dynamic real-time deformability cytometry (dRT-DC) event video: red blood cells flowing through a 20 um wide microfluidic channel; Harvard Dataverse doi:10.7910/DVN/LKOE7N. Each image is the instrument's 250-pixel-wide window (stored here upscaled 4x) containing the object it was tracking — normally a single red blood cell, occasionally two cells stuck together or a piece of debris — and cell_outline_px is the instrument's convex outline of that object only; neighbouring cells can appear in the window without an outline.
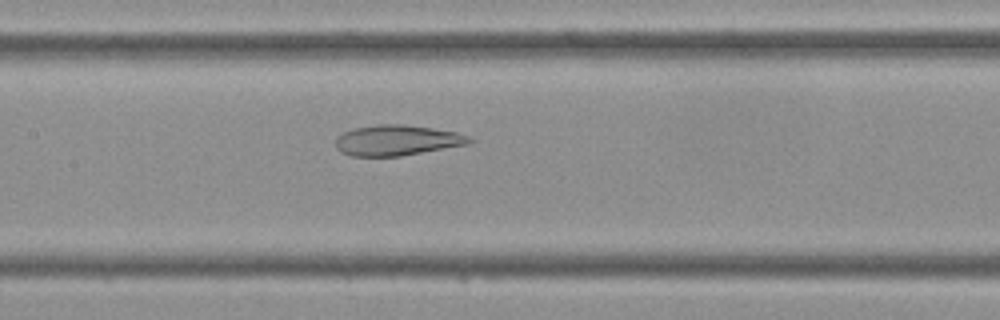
{"species": "Egyptian fruit bat (a non-hibernating species)", "species_latin": "Rousettus aegyptiacus", "temperature_condition": "cold", "stored_images_in_passage": 43, "camera_frame_rate_fps": 3000, "um_per_image_px": 0.085, "frame": {"image": 1, "passage_image": 20, "time_ms": 6.333, "image_size_px": [1000, 320], "cell_outline_px": [[476, 140], [472, 144], [400, 156], [352, 156], [340, 152], [336, 148], [336, 136], [344, 132], [356, 128], [380, 124], [404, 124], [432, 128], [456, 132], [468, 136]], "centroid_in_image_um": [33.79, 11.93], "position_along_channel_um": 173.6, "area_um2": 23.93}}
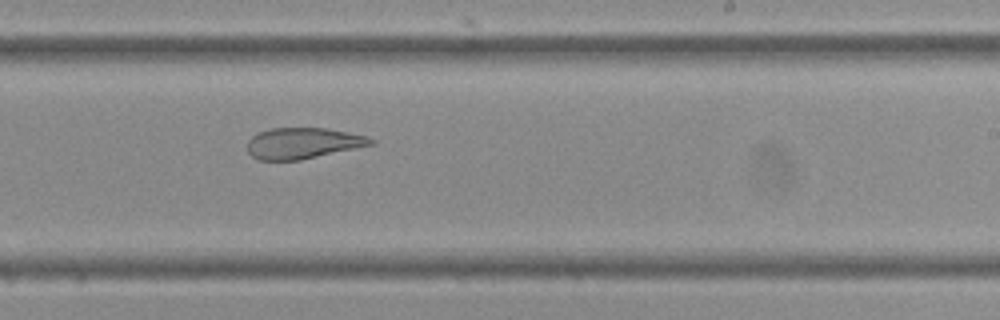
{"frame": {"image": 2, "passage_image": 26, "time_ms": 8.333, "image_size_px": [1000, 320], "cell_outline_px": [[376, 144], [300, 160], [260, 160], [252, 156], [248, 152], [248, 140], [256, 132], [268, 128], [328, 128], [368, 136], [376, 140]], "centroid_in_image_um": [25.77, 12.16], "position_along_channel_um": 263.2, "area_um2": 22.54}}
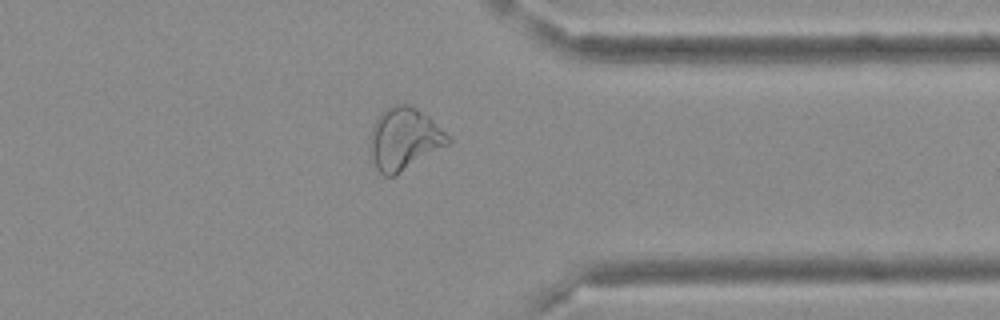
{"frame": {"image": 3, "passage_image": 34, "time_ms": 11.0, "image_size_px": [1000, 320], "cell_outline_px": [[452, 140], [448, 144], [396, 176], [384, 176], [376, 168], [372, 160], [368, 136], [380, 112], [384, 108], [392, 104], [408, 104], [416, 108], [428, 116]], "centroid_in_image_um": [34.3, 11.8], "position_along_channel_um": 377.1, "area_um2": 28.32}}